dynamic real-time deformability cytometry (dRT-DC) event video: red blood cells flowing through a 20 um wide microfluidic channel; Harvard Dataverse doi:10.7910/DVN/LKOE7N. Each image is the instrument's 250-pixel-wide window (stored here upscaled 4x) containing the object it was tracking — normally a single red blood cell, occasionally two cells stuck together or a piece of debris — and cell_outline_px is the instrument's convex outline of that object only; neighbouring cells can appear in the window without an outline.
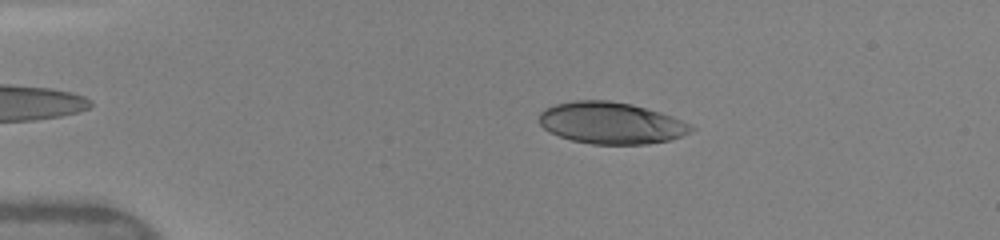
{"species": "human", "species_latin": "Homo sapiens", "temperature_condition": "warm", "stored_images_in_passage": 41, "camera_frame_rate_fps": 3000, "um_per_image_px": 0.085, "donor": {"sex": "female"}, "frame": {"image": 1, "passage_image": 9, "time_ms": 2.667, "image_size_px": [1000, 240], "cell_outline_px": [[696, 128], [680, 136], [668, 140], [648, 144], [592, 144], [572, 140], [560, 136], [544, 128], [540, 124], [540, 112], [544, 108], [556, 104], [572, 100], [608, 100], [632, 104], [660, 112], [672, 116], [692, 124]], "centroid_in_image_um": [51.95, 10.44], "position_along_channel_um": 33.1, "area_um2": 36.82}}
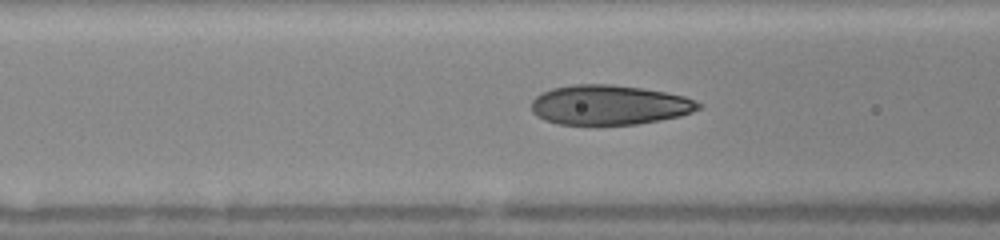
{"frame": {"image": 2, "passage_image": 19, "time_ms": 6.0, "image_size_px": [1000, 240], "cell_outline_px": [[704, 104], [700, 108], [692, 112], [680, 116], [660, 120], [636, 124], [592, 128], [556, 124], [544, 120], [536, 116], [532, 112], [532, 100], [536, 96], [552, 88], [576, 84], [612, 84], [640, 88], [664, 92], [684, 96]], "centroid_in_image_um": [51.75, 8.97], "position_along_channel_um": 114.9, "area_um2": 39.77}}
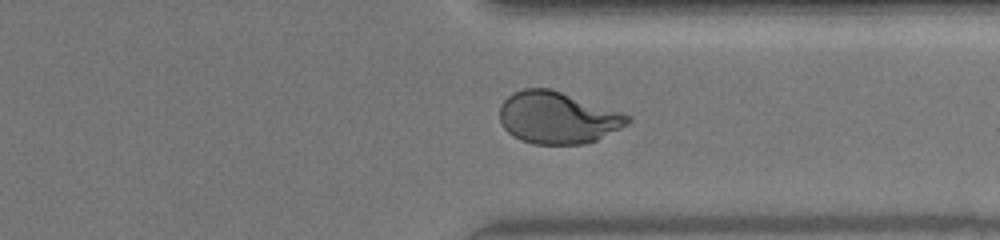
{"frame": {"image": 3, "passage_image": 37, "time_ms": 12.0, "image_size_px": [1000, 240], "cell_outline_px": [[632, 120], [628, 124], [596, 140], [584, 144], [532, 144], [520, 140], [512, 136], [504, 128], [500, 120], [500, 104], [512, 92], [524, 88], [552, 88], [624, 112], [632, 116]], "centroid_in_image_um": [47.41, 9.99], "position_along_channel_um": 364.0, "area_um2": 39.25}, "authors_computed_cell_mechanics": {"area_um2": 38.3214, "velocity_mm_per_s": 4.1505, "shape_relaxation_time_tau1_ms": 4.9946, "shape_relaxation_time_tau2_ms": null, "deformation_change_tau1": 0.2208, "deformation_change_tau2": null}}